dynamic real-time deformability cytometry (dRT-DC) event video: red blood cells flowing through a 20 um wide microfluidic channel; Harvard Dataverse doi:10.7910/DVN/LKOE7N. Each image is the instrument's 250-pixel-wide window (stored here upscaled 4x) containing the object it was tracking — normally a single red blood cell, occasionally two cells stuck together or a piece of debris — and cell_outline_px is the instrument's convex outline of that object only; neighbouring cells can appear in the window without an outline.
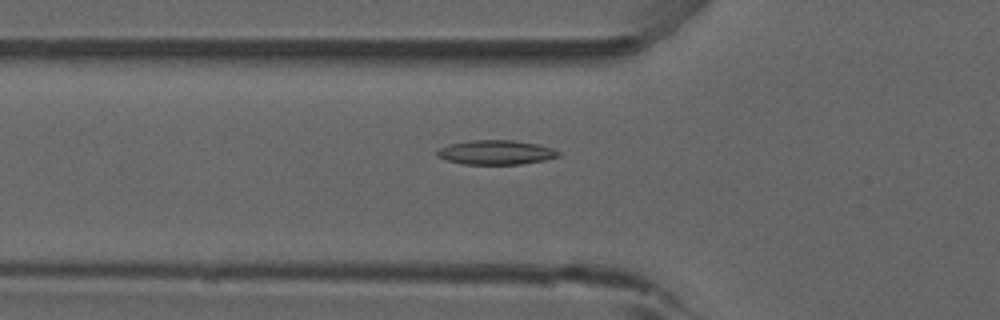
{"species": "common noctule bat (a hibernating species)", "species_latin": "Nyctalus noctula", "temperature_condition": "room temperature", "stored_images_in_passage": 35, "camera_frame_rate_fps": 3000, "um_per_image_px": 0.085, "animal": {"sex": "male", "forearm_length_mm": 52.5}, "frame": {"image": 1, "passage_image": 6, "time_ms": 1.667, "image_size_px": [1000, 320], "cell_outline_px": [[560, 156], [544, 160], [520, 164], [464, 164], [448, 160], [436, 156], [436, 152], [440, 148], [452, 144], [472, 140], [512, 140], [536, 144], [552, 148], [560, 152]], "centroid_in_image_um": [42.17, 12.95], "position_along_channel_um": 83.6, "area_um2": 16.99}}
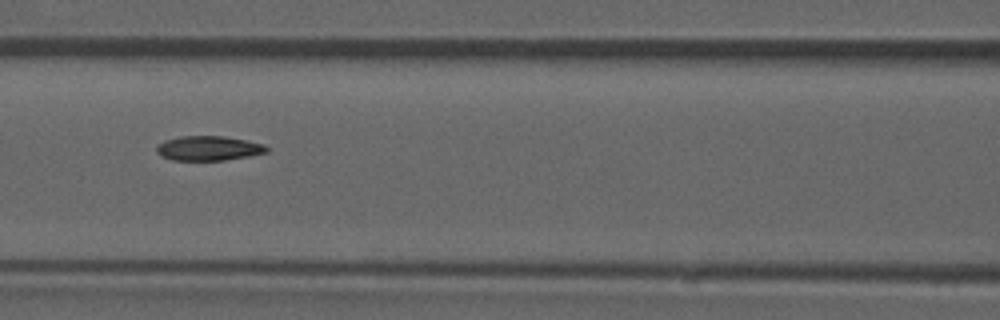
{"frame": {"image": 2, "passage_image": 11, "time_ms": 3.333, "image_size_px": [1000, 320], "cell_outline_px": [[268, 152], [248, 156], [224, 160], [172, 160], [160, 156], [156, 152], [156, 148], [164, 140], [180, 136], [224, 136], [264, 144], [268, 148]], "centroid_in_image_um": [17.7, 12.6], "position_along_channel_um": 148.9, "area_um2": 15.72}}